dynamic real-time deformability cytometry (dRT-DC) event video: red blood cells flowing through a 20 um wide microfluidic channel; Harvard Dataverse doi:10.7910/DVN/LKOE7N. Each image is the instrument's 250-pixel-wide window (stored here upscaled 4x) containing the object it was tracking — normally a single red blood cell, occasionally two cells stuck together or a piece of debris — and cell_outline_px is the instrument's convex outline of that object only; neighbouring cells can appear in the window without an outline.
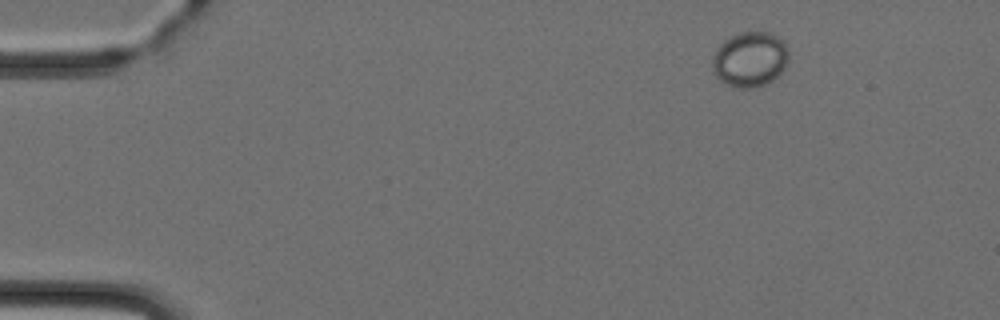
{"species": "Egyptian fruit bat (a non-hibernating species)", "species_latin": "Rousettus aegyptiacus", "temperature_condition": "cold", "stored_images_in_passage": 6, "camera_frame_rate_fps": 3000, "um_per_image_px": 0.085, "animal": {"sex": "female"}, "frame": {"image": 1, "passage_image": 1, "time_ms": 0.0, "image_size_px": [1000, 320], "cell_outline_px": [[788, 60], [784, 68], [772, 80], [764, 84], [748, 88], [740, 88], [728, 84], [720, 80], [712, 72], [712, 56], [716, 48], [724, 40], [740, 32], [768, 32], [784, 40], [788, 48]], "centroid_in_image_um": [63.73, 5.02], "position_along_channel_um": 21.3, "area_um2": 24.51}}
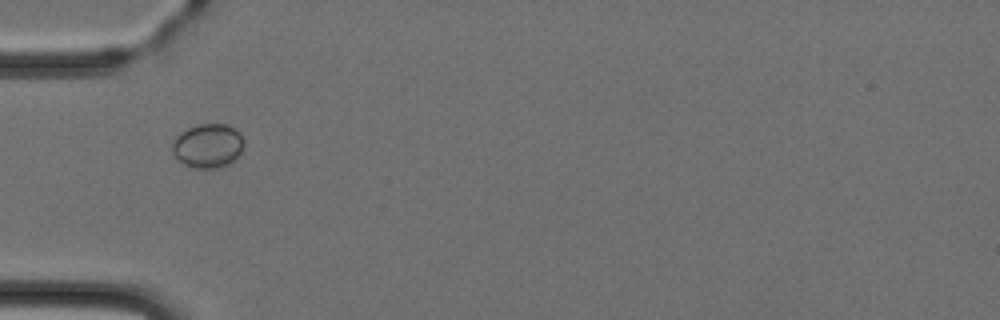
{"frame": {"image": 2, "passage_image": 4, "time_ms": 3.333, "image_size_px": [1000, 320], "cell_outline_px": [[244, 144], [236, 160], [228, 164], [216, 168], [192, 168], [184, 164], [172, 152], [172, 144], [176, 136], [180, 132], [188, 128], [200, 124], [228, 124], [240, 132], [244, 140]], "centroid_in_image_um": [17.69, 12.38], "position_along_channel_um": 67.3, "area_um2": 18.5}}
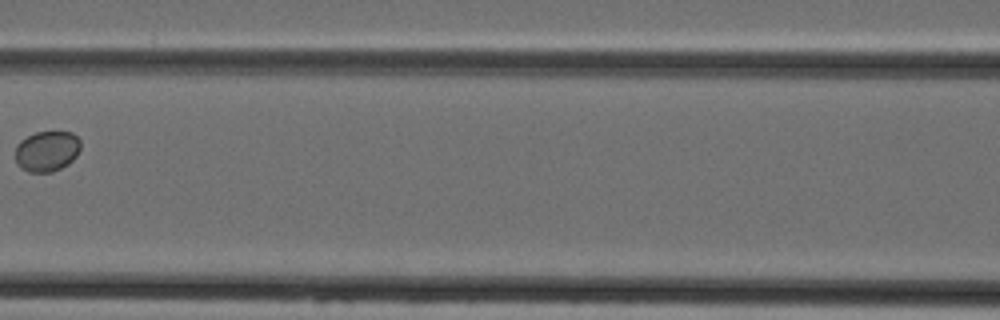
{"frame": {"image": 3, "passage_image": 6, "time_ms": 5.667, "image_size_px": [1000, 320], "cell_outline_px": [[80, 148], [76, 156], [68, 164], [52, 172], [28, 172], [20, 168], [16, 160], [16, 144], [20, 140], [36, 132], [72, 132], [80, 140]], "centroid_in_image_um": [3.98, 12.85], "position_along_channel_um": 162.6, "area_um2": 15.43}}